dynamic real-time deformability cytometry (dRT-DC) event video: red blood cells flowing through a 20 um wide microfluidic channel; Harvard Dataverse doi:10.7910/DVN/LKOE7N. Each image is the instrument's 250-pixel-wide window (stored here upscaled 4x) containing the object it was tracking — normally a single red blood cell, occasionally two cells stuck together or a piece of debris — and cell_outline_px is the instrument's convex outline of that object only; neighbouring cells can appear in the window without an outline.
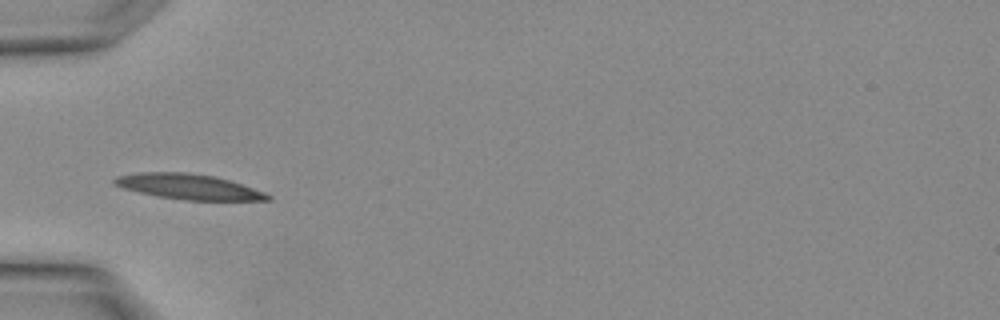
{"species": "Egyptian fruit bat (a non-hibernating species)", "species_latin": "Rousettus aegyptiacus", "temperature_condition": "warm", "stored_images_in_passage": 3, "camera_frame_rate_fps": 3000, "um_per_image_px": 0.085, "animal": {"sex": "female"}, "frame": {"image": 1, "passage_image": 3, "time_ms": 0.667, "image_size_px": [1000, 320], "cell_outline_px": [[272, 200], [188, 200], [160, 196], [140, 192], [124, 188], [112, 184], [112, 180], [116, 176], [140, 172], [188, 172], [216, 176], [264, 192], [272, 196]], "centroid_in_image_um": [16.01, 15.85], "position_along_channel_um": 69.0, "area_um2": 22.37}}